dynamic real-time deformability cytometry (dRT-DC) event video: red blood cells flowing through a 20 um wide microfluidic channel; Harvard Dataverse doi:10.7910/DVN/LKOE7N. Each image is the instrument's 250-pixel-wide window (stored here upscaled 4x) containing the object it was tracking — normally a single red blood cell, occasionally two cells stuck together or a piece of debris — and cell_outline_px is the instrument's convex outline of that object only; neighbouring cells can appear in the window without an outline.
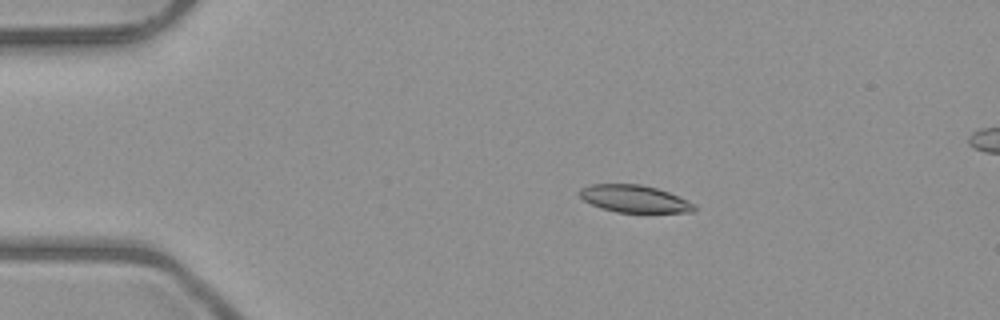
{"species": "common noctule bat (a hibernating species)", "species_latin": "Nyctalus noctula", "temperature_condition": "room temperature", "stored_images_in_passage": 6, "camera_frame_rate_fps": 3000, "um_per_image_px": 0.085, "animal": {"sex": "male", "body_mass_g": 23.1, "forearm_length_mm": 52.7}, "frame": {"image": 1, "passage_image": 3, "time_ms": 2.333, "image_size_px": [1000, 320], "cell_outline_px": [[696, 208], [692, 212], [616, 212], [600, 208], [584, 200], [576, 192], [580, 188], [588, 184], [640, 184], [656, 188], [668, 192], [696, 204]], "centroid_in_image_um": [53.88, 16.89], "position_along_channel_um": 31.1, "area_um2": 18.26}}
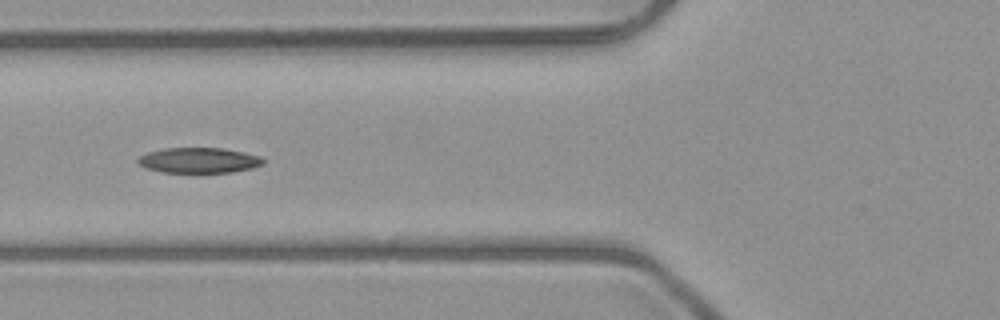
{"frame": {"image": 2, "passage_image": 6, "time_ms": 5.667, "image_size_px": [1000, 320], "cell_outline_px": [[264, 164], [252, 168], [232, 172], [164, 172], [144, 168], [136, 164], [136, 160], [140, 156], [148, 152], [164, 148], [224, 148], [244, 152], [260, 156], [264, 160]], "centroid_in_image_um": [16.88, 13.62], "position_along_channel_um": 108.9, "area_um2": 18.61}}